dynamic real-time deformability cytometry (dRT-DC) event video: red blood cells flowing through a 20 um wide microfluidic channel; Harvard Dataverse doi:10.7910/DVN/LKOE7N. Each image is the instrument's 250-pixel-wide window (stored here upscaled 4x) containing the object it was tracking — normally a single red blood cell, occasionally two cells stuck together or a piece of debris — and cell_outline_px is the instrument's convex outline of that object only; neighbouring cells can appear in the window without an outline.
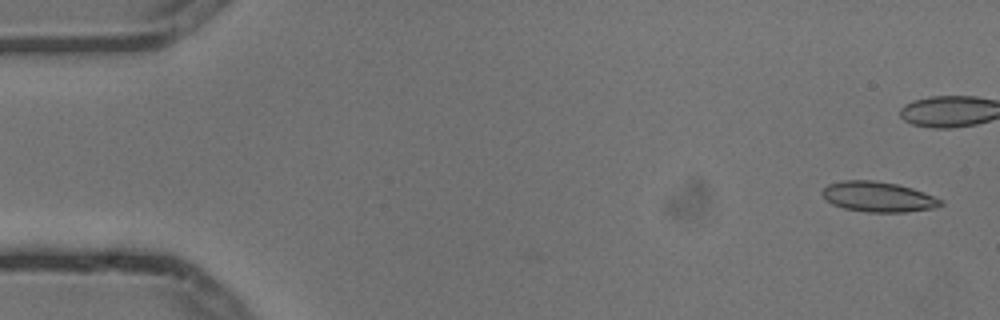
{"species": "common noctule bat (a hibernating species)", "species_latin": "Nyctalus noctula", "temperature_condition": "cold", "stored_images_in_passage": 6, "camera_frame_rate_fps": 3000, "um_per_image_px": 0.085, "animal": {"sex": "male", "body_mass_g": 13.3}, "frame": {"image": 1, "passage_image": 1, "time_ms": 0.0, "image_size_px": [1000, 320], "cell_outline_px": [[944, 204], [932, 208], [904, 212], [868, 212], [844, 208], [832, 204], [824, 200], [820, 192], [828, 184], [840, 180], [872, 180], [896, 184], [912, 188], [924, 192], [944, 200]], "centroid_in_image_um": [74.61, 16.72], "position_along_channel_um": 10.4, "area_um2": 20.98}}